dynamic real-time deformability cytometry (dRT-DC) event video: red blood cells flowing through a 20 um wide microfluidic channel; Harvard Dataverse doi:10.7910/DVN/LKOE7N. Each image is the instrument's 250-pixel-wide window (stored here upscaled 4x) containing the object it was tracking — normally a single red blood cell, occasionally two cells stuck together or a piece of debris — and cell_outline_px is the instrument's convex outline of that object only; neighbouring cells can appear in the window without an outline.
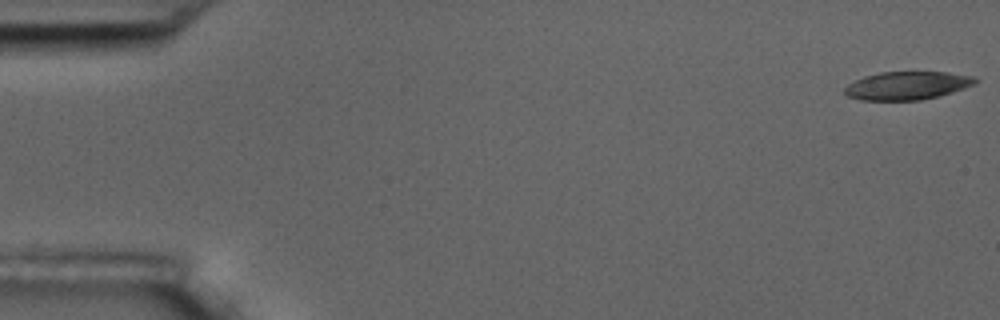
{"species": "common noctule bat (a hibernating species)", "species_latin": "Nyctalus noctula", "temperature_condition": "room temperature", "stored_images_in_passage": 10, "camera_frame_rate_fps": 3000, "um_per_image_px": 0.085, "animal": {"sex": "male", "body_mass_g": 17.5, "forearm_length_mm": 52.3}, "frame": {"image": 1, "passage_image": 1, "time_ms": 0.0, "image_size_px": [1000, 320], "cell_outline_px": [[980, 80], [976, 84], [940, 96], [920, 100], [860, 100], [848, 96], [844, 92], [844, 88], [848, 84], [864, 76], [880, 72], [948, 72], [976, 76]], "centroid_in_image_um": [77.16, 7.27], "position_along_channel_um": 7.8, "area_um2": 21.62}}
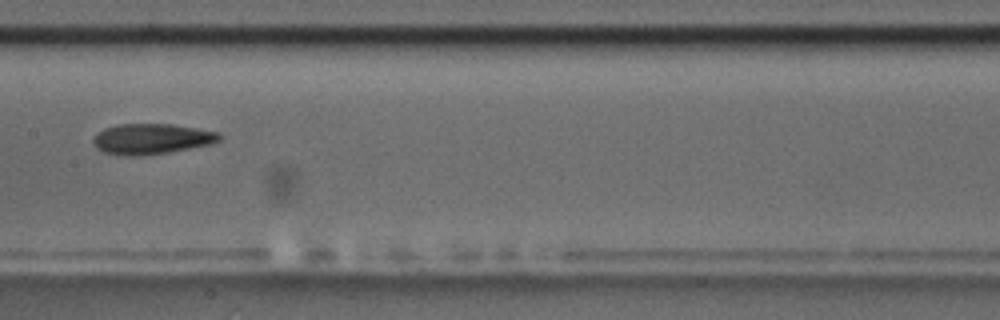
{"frame": {"image": 2, "passage_image": 9, "time_ms": 9.333, "image_size_px": [1000, 320], "cell_outline_px": [[220, 140], [212, 144], [168, 152], [140, 156], [120, 156], [104, 152], [96, 148], [92, 144], [92, 136], [104, 128], [120, 124], [172, 124], [220, 132]], "centroid_in_image_um": [12.84, 11.81], "position_along_channel_um": 194.6, "area_um2": 22.66}}
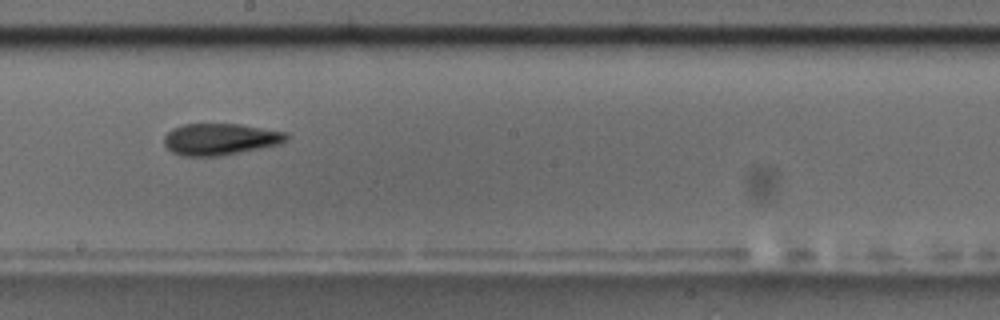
{"frame": {"image": 3, "passage_image": 10, "time_ms": 10.333, "image_size_px": [1000, 320], "cell_outline_px": [[288, 136], [280, 144], [220, 156], [180, 156], [172, 152], [164, 144], [164, 136], [172, 128], [184, 124], [240, 124], [288, 132]], "centroid_in_image_um": [18.69, 11.83], "position_along_channel_um": 229.5, "area_um2": 22.54}}